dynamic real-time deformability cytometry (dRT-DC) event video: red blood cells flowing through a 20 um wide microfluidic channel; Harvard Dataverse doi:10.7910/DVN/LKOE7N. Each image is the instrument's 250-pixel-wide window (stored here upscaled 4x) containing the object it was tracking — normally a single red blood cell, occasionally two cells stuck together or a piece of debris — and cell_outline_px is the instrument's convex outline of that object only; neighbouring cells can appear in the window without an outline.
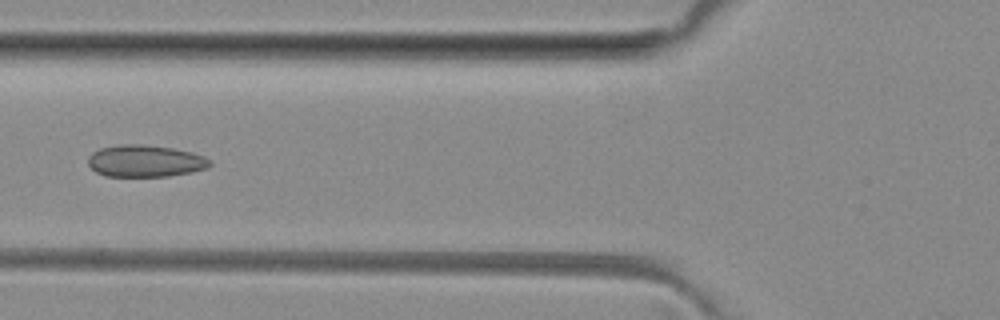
{"species": "common noctule bat (a hibernating species)", "species_latin": "Nyctalus noctula", "temperature_condition": "room temperature", "stored_images_in_passage": 7, "camera_frame_rate_fps": 3000, "um_per_image_px": 0.085, "animal": {"sex": "female", "body_mass_g": 29.2, "forearm_length_mm": 56.3}, "frame": {"image": 1, "passage_image": 6, "time_ms": 5.667, "image_size_px": [1000, 320], "cell_outline_px": [[212, 164], [208, 168], [192, 172], [168, 176], [104, 176], [96, 172], [88, 164], [88, 156], [92, 152], [100, 148], [120, 144], [140, 144], [172, 148], [192, 152], [204, 156], [212, 160]], "centroid_in_image_um": [12.36, 13.68], "position_along_channel_um": 113.4, "area_um2": 22.83}}
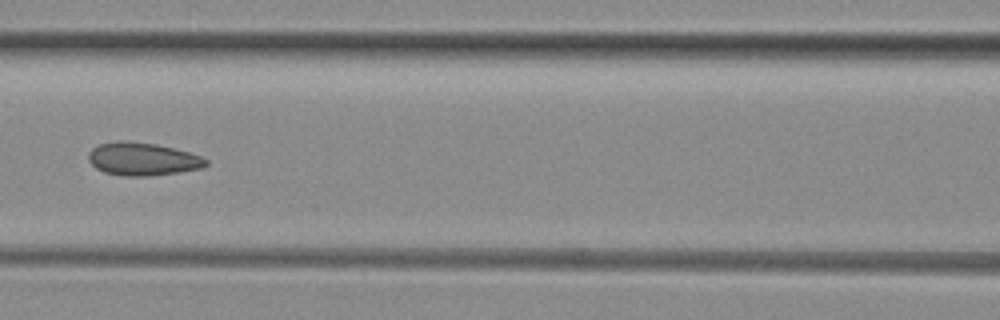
{"frame": {"image": 2, "passage_image": 7, "time_ms": 6.667, "image_size_px": [1000, 320], "cell_outline_px": [[208, 164], [204, 168], [180, 172], [148, 176], [124, 176], [104, 172], [96, 168], [88, 160], [88, 152], [92, 148], [100, 144], [116, 140], [128, 140], [156, 144], [188, 152], [200, 156], [208, 160]], "centroid_in_image_um": [12.11, 13.51], "position_along_channel_um": 154.5, "area_um2": 22.72}}